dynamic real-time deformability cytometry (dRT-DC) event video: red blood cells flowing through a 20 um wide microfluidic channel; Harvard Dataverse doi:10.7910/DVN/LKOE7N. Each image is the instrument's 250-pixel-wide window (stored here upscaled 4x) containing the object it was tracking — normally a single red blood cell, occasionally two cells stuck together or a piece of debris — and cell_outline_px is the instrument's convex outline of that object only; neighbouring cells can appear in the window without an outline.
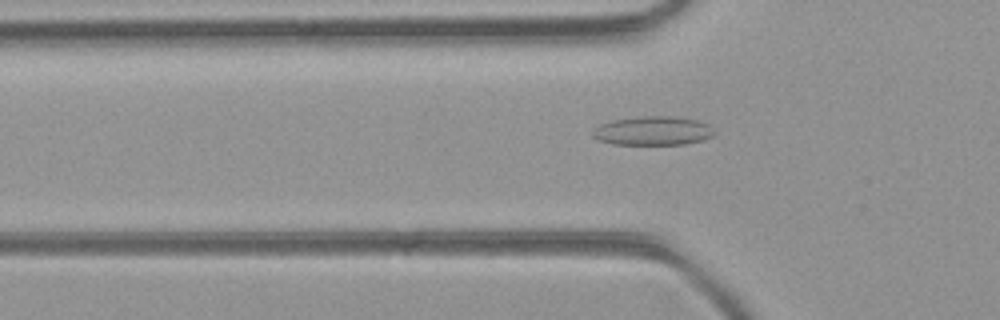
{"species": "common noctule bat (a hibernating species)", "species_latin": "Nyctalus noctula", "temperature_condition": "room temperature", "stored_images_in_passage": 3, "camera_frame_rate_fps": 3000, "um_per_image_px": 0.085, "animal": {"sex": "female", "body_mass_g": 21.9}, "frame": {"image": 1, "passage_image": 3, "time_ms": 0.667, "image_size_px": [1000, 320], "cell_outline_px": [[716, 132], [712, 136], [704, 140], [684, 144], [612, 144], [600, 140], [592, 136], [592, 132], [600, 124], [612, 120], [644, 116], [676, 116], [696, 120], [708, 124]], "centroid_in_image_um": [55.53, 11.11], "position_along_channel_um": 70.3, "area_um2": 20.46}}